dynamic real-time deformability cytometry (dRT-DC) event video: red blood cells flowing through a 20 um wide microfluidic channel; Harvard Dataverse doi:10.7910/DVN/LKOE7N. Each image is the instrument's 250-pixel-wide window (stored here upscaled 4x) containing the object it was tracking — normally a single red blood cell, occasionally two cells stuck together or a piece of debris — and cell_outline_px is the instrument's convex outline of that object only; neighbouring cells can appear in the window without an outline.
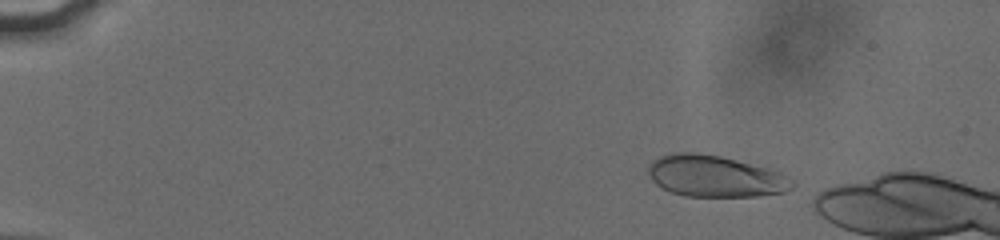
{"species": "human", "species_latin": "Homo sapiens", "temperature_condition": "cold", "stored_images_in_passage": 10, "camera_frame_rate_fps": 3000, "um_per_image_px": 0.085, "donor": {"sex": "male"}, "frame": {"image": 1, "passage_image": 1, "time_ms": 0.0, "image_size_px": [1000, 240], "cell_outline_px": [[796, 184], [792, 188], [784, 192], [756, 196], [684, 196], [672, 192], [656, 184], [648, 176], [644, 168], [652, 160], [660, 156], [672, 152], [696, 152], [720, 156], [736, 160], [780, 172], [792, 180]], "centroid_in_image_um": [60.72, 14.97], "position_along_channel_um": 24.3, "area_um2": 34.91}}
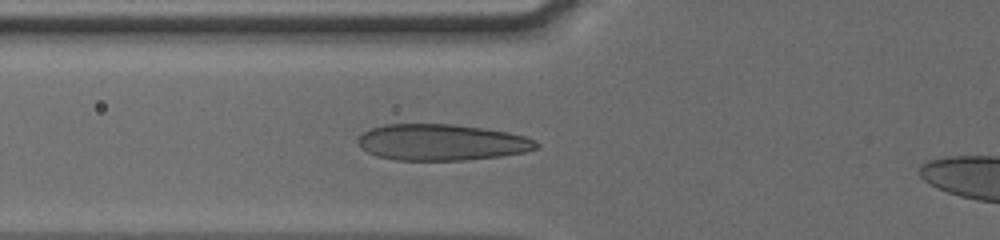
{"frame": {"image": 2, "passage_image": 7, "time_ms": 4.667, "image_size_px": [1000, 240], "cell_outline_px": [[540, 148], [524, 152], [500, 156], [464, 160], [396, 160], [376, 156], [360, 148], [356, 140], [364, 132], [372, 128], [384, 124], [452, 124], [484, 128], [508, 132], [524, 136], [540, 144]], "centroid_in_image_um": [37.52, 12.1], "position_along_channel_um": 88.3, "area_um2": 37.74}}
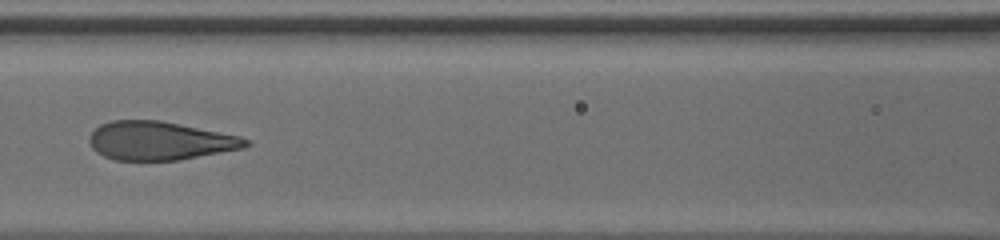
{"frame": {"image": 3, "passage_image": 9, "time_ms": 6.333, "image_size_px": [1000, 240], "cell_outline_px": [[252, 144], [244, 148], [180, 160], [112, 160], [96, 152], [92, 148], [88, 140], [88, 136], [100, 124], [112, 120], [160, 120], [240, 136], [248, 140]], "centroid_in_image_um": [13.56, 11.97], "position_along_channel_um": 153.0, "area_um2": 35.26}}